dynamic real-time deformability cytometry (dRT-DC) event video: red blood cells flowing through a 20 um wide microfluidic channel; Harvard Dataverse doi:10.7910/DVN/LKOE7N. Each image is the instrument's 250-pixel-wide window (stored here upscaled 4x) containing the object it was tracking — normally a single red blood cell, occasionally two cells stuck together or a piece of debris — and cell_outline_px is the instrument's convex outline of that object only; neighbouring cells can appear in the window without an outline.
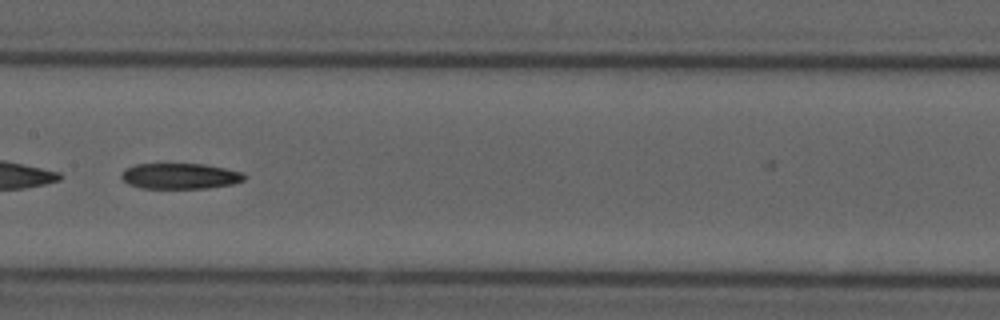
{"species": "common noctule bat (a hibernating species)", "species_latin": "Nyctalus noctula", "temperature_condition": "cold", "stored_images_in_passage": 28, "camera_frame_rate_fps": 3000, "um_per_image_px": 0.085, "animal": {"sex": "male", "forearm_length_mm": 52.5}, "frame": {"image": 1, "passage_image": 19, "time_ms": 6.0, "image_size_px": [1000, 320], "cell_outline_px": [[248, 176], [244, 180], [232, 184], [208, 188], [140, 188], [128, 184], [120, 176], [120, 172], [124, 168], [136, 164], [204, 164], [244, 172]], "centroid_in_image_um": [15.3, 14.96], "position_along_channel_um": 192.1, "area_um2": 18.61}}